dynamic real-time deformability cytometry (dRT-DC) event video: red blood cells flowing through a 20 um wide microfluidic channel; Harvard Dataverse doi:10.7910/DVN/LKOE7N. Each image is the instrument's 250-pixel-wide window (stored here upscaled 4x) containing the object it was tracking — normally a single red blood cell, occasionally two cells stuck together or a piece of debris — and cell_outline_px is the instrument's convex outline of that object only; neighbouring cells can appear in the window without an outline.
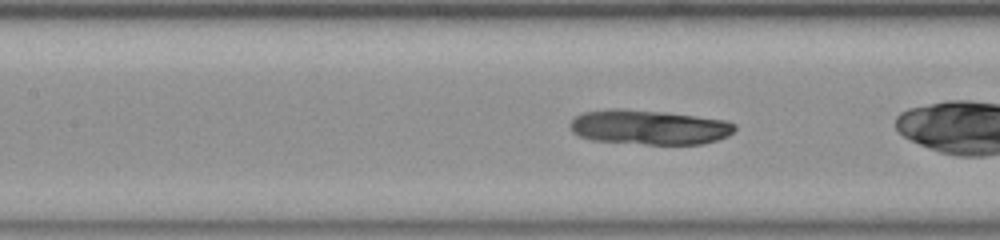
{"species": "common noctule bat (a hibernating species)", "species_latin": "Nyctalus noctula", "temperature_condition": "room temperature", "stored_images_in_passage": 38, "camera_frame_rate_fps": 3000, "um_per_image_px": 0.085, "animal": {"sex": "female", "body_mass_g": 23.0, "forearm_length_mm": 53.4}, "frame": {"image": 1, "passage_image": 20, "time_ms": 6.333, "image_size_px": [1000, 240], "cell_outline_px": [[736, 128], [728, 136], [704, 144], [644, 144], [592, 140], [580, 136], [572, 132], [568, 124], [572, 116], [580, 112], [608, 108], [624, 108], [668, 112], [728, 120], [736, 124]], "centroid_in_image_um": [55.13, 10.79], "position_along_channel_um": 152.3, "area_um2": 33.99}}
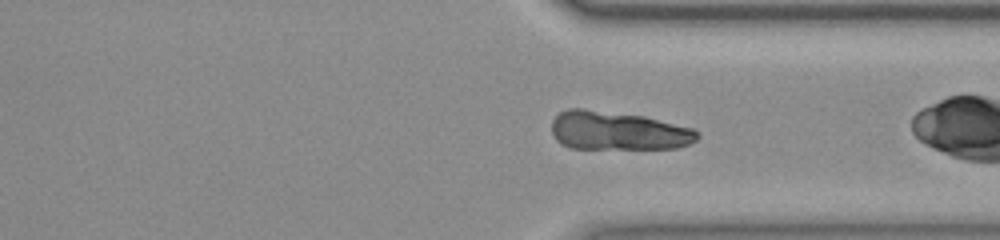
{"frame": {"image": 2, "passage_image": 36, "time_ms": 11.667, "image_size_px": [1000, 240], "cell_outline_px": [[700, 136], [696, 140], [688, 144], [676, 148], [572, 148], [560, 144], [556, 140], [552, 132], [552, 120], [560, 112], [568, 108], [584, 108], [644, 116], [692, 128]], "centroid_in_image_um": [52.48, 11.11], "position_along_channel_um": 358.9, "area_um2": 32.71}}